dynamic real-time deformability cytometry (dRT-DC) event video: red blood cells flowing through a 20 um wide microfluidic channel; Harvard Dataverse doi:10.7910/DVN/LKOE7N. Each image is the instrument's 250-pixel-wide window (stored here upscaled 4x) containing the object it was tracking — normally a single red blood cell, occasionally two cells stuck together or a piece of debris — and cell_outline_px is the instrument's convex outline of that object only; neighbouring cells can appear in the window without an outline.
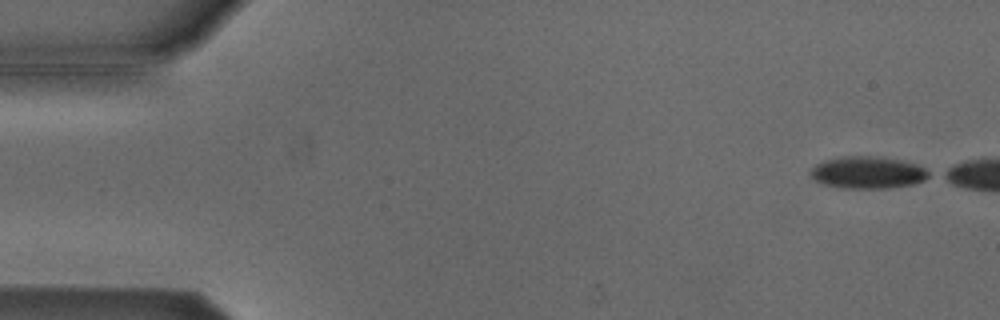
{"species": "Egyptian fruit bat (a non-hibernating species)", "species_latin": "Rousettus aegyptiacus", "temperature_condition": "cold", "stored_images_in_passage": 3, "camera_frame_rate_fps": 3000, "um_per_image_px": 0.085, "animal": {"sex": "male"}, "frame": {"image": 1, "passage_image": 1, "time_ms": 0.0, "image_size_px": [1000, 320], "cell_outline_px": [[932, 176], [924, 180], [912, 184], [888, 188], [840, 188], [824, 184], [816, 180], [812, 176], [812, 168], [816, 164], [824, 160], [844, 156], [868, 156], [904, 160], [920, 164], [932, 172]], "centroid_in_image_um": [73.85, 14.66], "position_along_channel_um": 11.2, "area_um2": 22.25}}